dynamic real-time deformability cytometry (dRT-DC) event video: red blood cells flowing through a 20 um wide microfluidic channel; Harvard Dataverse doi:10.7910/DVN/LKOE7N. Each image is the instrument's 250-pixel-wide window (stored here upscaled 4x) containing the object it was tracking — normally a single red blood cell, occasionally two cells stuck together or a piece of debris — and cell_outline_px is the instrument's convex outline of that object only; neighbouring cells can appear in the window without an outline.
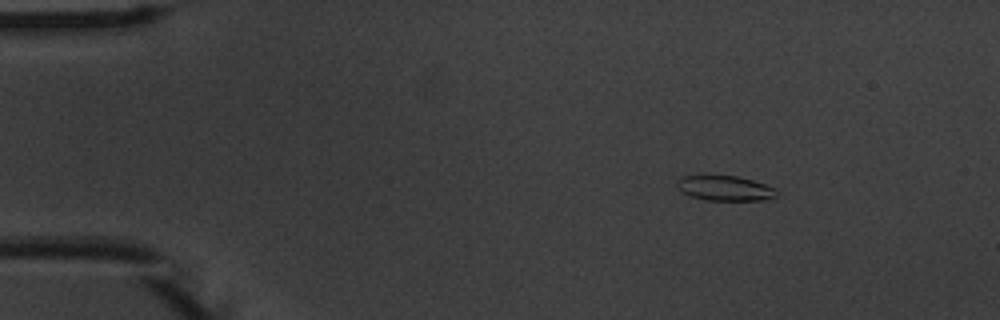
{"species": "common noctule bat (a hibernating species)", "species_latin": "Nyctalus noctula", "temperature_condition": "warm", "stored_images_in_passage": 47, "camera_frame_rate_fps": 3000, "um_per_image_px": 0.085, "animal": {"sex": "male", "body_mass_g": 20.1, "forearm_length_mm": 53.5}, "frame": {"image": 1, "passage_image": 1, "time_ms": 0.0, "image_size_px": [1000, 320], "cell_outline_px": [[776, 196], [764, 200], [704, 200], [688, 196], [676, 184], [676, 180], [680, 176], [704, 172], [736, 176], [752, 180], [776, 188]], "centroid_in_image_um": [61.52, 15.94], "position_along_channel_um": 23.5, "area_um2": 15.2}}
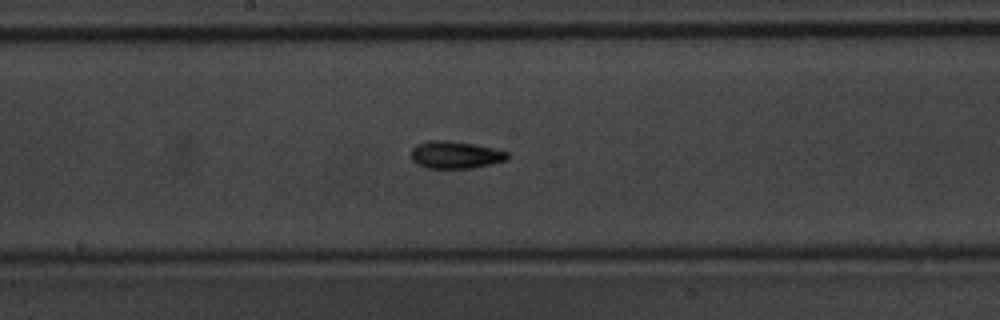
{"frame": {"image": 2, "passage_image": 22, "time_ms": 7.0, "image_size_px": [1000, 320], "cell_outline_px": [[508, 160], [472, 168], [428, 168], [416, 164], [412, 160], [412, 148], [416, 144], [428, 140], [448, 140], [476, 144], [508, 152]], "centroid_in_image_um": [38.69, 13.15], "position_along_channel_um": 209.5, "area_um2": 15.43}}
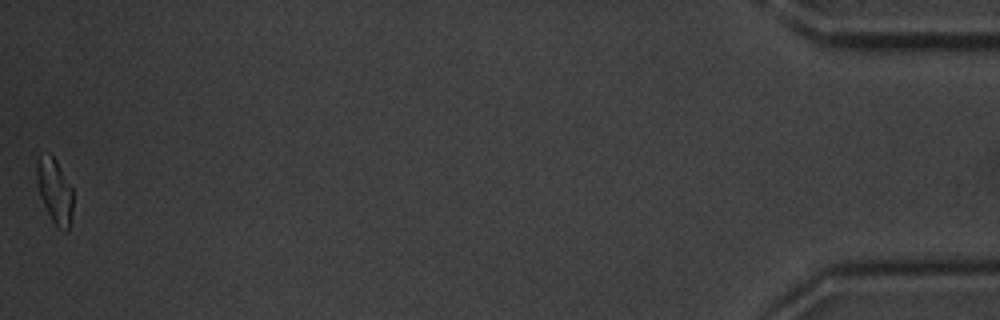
{"frame": {"image": 3, "passage_image": 47, "time_ms": 15.333, "image_size_px": [1000, 320], "cell_outline_px": [[72, 212], [68, 232], [64, 232], [52, 220], [40, 196], [36, 180], [36, 160], [48, 152], [56, 160], [72, 188]], "centroid_in_image_um": [4.64, 16.22], "position_along_channel_um": 430.6, "area_um2": 13.53}, "authors_computed_cell_mechanics": {"area_um2": 14.3344, "velocity_mm_per_s": 3.7825, "shape_relaxation_time_tau1_ms": 4.4733, "shape_relaxation_time_tau2_ms": 5.6896, "deformation_change_tau1": 0.1505, "deformation_change_tau2": 0.1367}}